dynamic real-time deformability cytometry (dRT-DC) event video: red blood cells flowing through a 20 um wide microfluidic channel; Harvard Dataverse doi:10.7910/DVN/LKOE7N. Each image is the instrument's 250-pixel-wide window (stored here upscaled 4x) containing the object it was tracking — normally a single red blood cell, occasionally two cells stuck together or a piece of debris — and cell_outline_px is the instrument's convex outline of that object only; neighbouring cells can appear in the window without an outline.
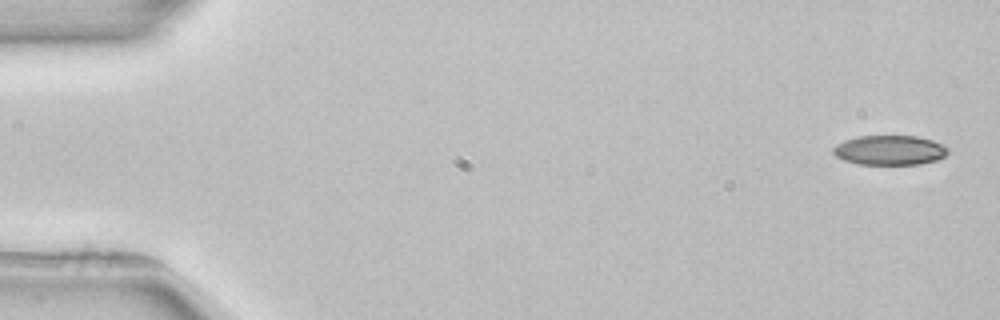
{"species": "common noctule bat (a hibernating species)", "species_latin": "Nyctalus noctula", "temperature_condition": "room temperature", "stored_images_in_passage": 4, "camera_frame_rate_fps": 3000, "um_per_image_px": 0.085, "animal": {"sex": "female", "body_mass_g": 22.7, "forearm_length_mm": 54.2}, "frame": {"image": 1, "passage_image": 1, "time_ms": 0.0, "image_size_px": [1000, 320], "cell_outline_px": [[948, 152], [944, 156], [936, 160], [920, 164], [860, 164], [844, 160], [836, 156], [832, 152], [832, 148], [836, 144], [844, 140], [860, 136], [916, 136], [932, 140], [948, 148]], "centroid_in_image_um": [75.59, 12.76], "position_along_channel_um": 9.4, "area_um2": 19.71}}
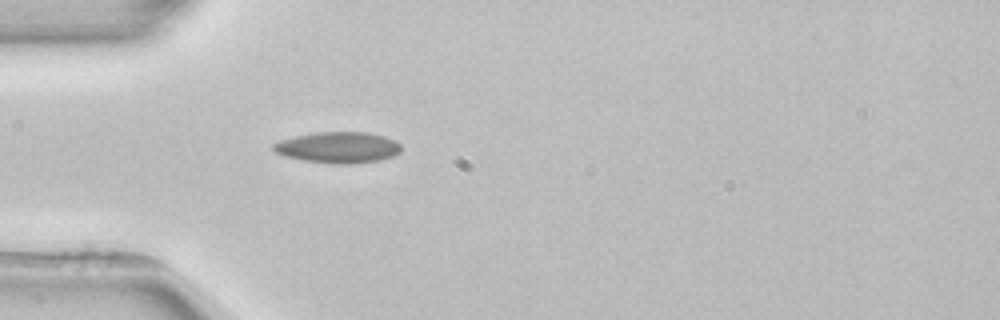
{"frame": {"image": 2, "passage_image": 4, "time_ms": 4.667, "image_size_px": [1000, 320], "cell_outline_px": [[400, 152], [392, 156], [380, 160], [348, 164], [336, 164], [304, 160], [284, 156], [276, 152], [272, 148], [272, 144], [280, 140], [312, 132], [368, 132], [384, 136], [396, 140], [400, 144]], "centroid_in_image_um": [28.74, 12.52], "position_along_channel_um": 56.3, "area_um2": 23.18}}